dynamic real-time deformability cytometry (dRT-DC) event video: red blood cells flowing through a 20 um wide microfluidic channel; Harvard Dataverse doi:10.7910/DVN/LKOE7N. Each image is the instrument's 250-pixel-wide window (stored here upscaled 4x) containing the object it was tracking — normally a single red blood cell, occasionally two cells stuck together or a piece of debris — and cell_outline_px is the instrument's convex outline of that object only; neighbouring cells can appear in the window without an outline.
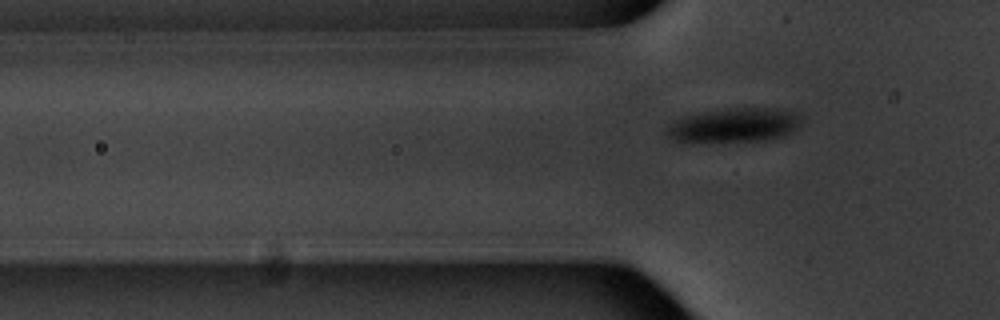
{"species": "common noctule bat (a hibernating species)", "species_latin": "Nyctalus noctula", "temperature_condition": "warm", "stored_images_in_passage": 6, "camera_frame_rate_fps": 3000, "um_per_image_px": 0.085, "animal": {"sex": "male", "body_mass_g": 20.1, "forearm_length_mm": 53.5}, "frame": {"image": 1, "passage_image": 6, "time_ms": 6.667, "image_size_px": [1000, 320], "cell_outline_px": [[800, 124], [792, 132], [784, 136], [764, 140], [692, 144], [680, 144], [668, 136], [664, 132], [664, 128], [672, 120], [684, 116], [700, 112], [728, 108], [784, 108], [796, 112], [800, 116]], "centroid_in_image_um": [62.29, 10.67], "position_along_channel_um": 63.5, "area_um2": 28.09}}